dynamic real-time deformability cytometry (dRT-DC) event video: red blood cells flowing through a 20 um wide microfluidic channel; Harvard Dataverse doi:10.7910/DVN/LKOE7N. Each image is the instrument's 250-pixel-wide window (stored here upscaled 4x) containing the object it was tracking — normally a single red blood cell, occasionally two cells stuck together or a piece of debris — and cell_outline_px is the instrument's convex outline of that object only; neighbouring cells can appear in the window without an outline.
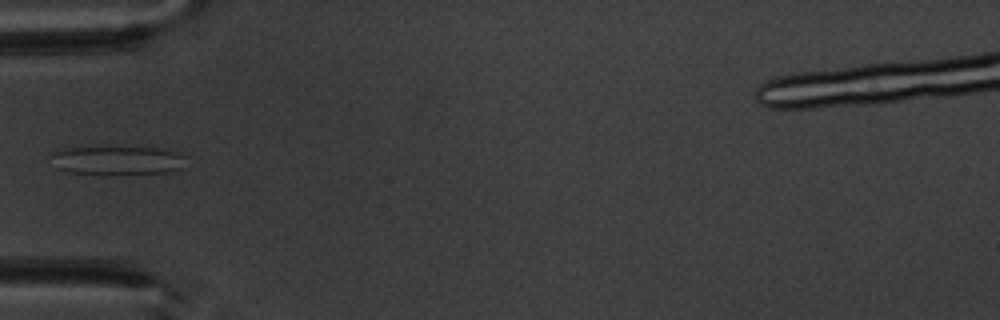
{"species": "common noctule bat (a hibernating species)", "species_latin": "Nyctalus noctula", "temperature_condition": "warm", "stored_images_in_passage": 5, "camera_frame_rate_fps": 3000, "um_per_image_px": 0.085, "animal": {"sex": "male", "body_mass_g": 20.1, "forearm_length_mm": 53.5}, "frame": {"image": 1, "passage_image": 4, "time_ms": 4.333, "image_size_px": [1000, 320], "cell_outline_px": [[184, 156], [180, 168], [168, 172], [100, 176], [72, 172], [56, 168], [48, 156], [64, 148], [156, 148], [180, 152]], "centroid_in_image_um": [9.92, 13.67], "position_along_channel_um": 75.1, "area_um2": 22.72}}
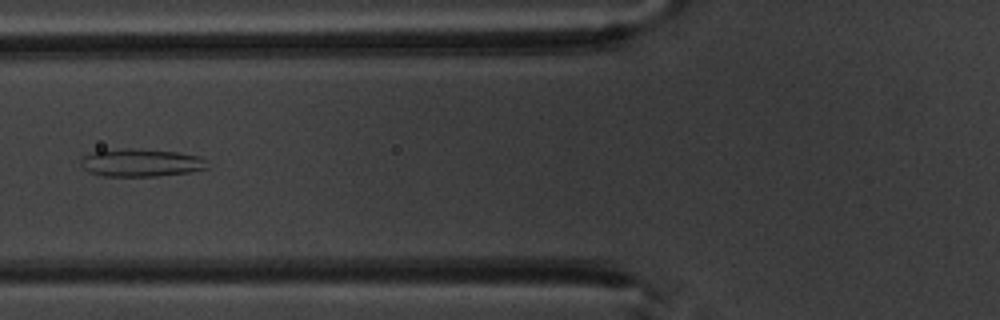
{"frame": {"image": 2, "passage_image": 5, "time_ms": 5.333, "image_size_px": [1000, 320], "cell_outline_px": [[208, 168], [192, 172], [156, 176], [104, 176], [88, 172], [80, 164], [80, 160], [84, 156], [92, 152], [128, 148], [132, 148], [176, 152], [200, 156], [204, 160]], "centroid_in_image_um": [11.97, 13.84], "position_along_channel_um": 113.8, "area_um2": 20.4}}